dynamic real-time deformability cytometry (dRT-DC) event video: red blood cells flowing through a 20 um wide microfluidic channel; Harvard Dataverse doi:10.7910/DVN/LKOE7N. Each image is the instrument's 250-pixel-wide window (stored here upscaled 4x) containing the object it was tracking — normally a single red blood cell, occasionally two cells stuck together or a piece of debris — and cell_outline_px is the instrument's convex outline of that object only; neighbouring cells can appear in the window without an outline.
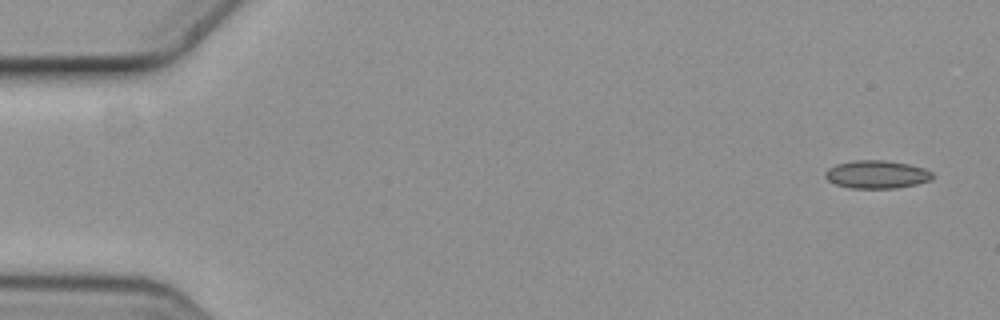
{"species": "common noctule bat (a hibernating species)", "species_latin": "Nyctalus noctula", "temperature_condition": "cold", "stored_images_in_passage": 6, "camera_frame_rate_fps": 3000, "um_per_image_px": 0.085, "animal": {"sex": "female", "body_mass_g": 19.3, "forearm_length_mm": 54.1}, "frame": {"image": 1, "passage_image": 1, "time_ms": 0.0, "image_size_px": [1000, 320], "cell_outline_px": [[936, 176], [932, 180], [916, 184], [896, 188], [852, 188], [836, 184], [828, 180], [824, 176], [824, 172], [828, 168], [836, 164], [856, 160], [884, 160], [908, 164], [924, 168], [932, 172]], "centroid_in_image_um": [74.54, 14.82], "position_along_channel_um": 10.5, "area_um2": 17.57}}
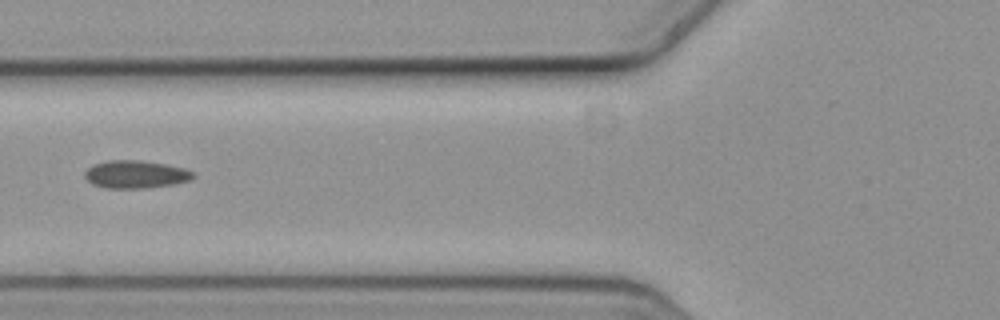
{"frame": {"image": 2, "passage_image": 5, "time_ms": 1.333, "image_size_px": [1000, 320], "cell_outline_px": [[196, 176], [188, 180], [172, 184], [144, 188], [104, 188], [92, 184], [84, 176], [84, 172], [92, 164], [108, 160], [140, 160], [164, 164], [184, 168], [192, 172]], "centroid_in_image_um": [11.47, 14.81], "position_along_channel_um": 114.3, "area_um2": 17.46}}
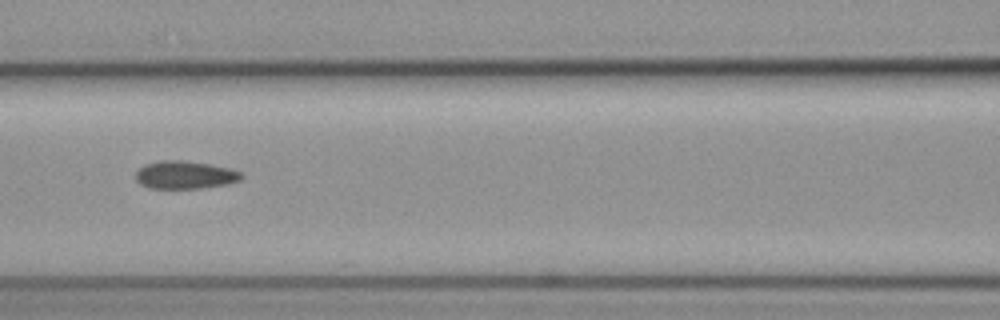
{"frame": {"image": 3, "passage_image": 6, "time_ms": 1.667, "image_size_px": [1000, 320], "cell_outline_px": [[244, 176], [240, 180], [228, 184], [200, 188], [148, 188], [140, 184], [136, 180], [136, 172], [144, 164], [160, 160], [184, 160], [208, 164], [228, 168], [244, 172]], "centroid_in_image_um": [15.73, 14.86], "position_along_channel_um": 150.9, "area_um2": 17.28}}